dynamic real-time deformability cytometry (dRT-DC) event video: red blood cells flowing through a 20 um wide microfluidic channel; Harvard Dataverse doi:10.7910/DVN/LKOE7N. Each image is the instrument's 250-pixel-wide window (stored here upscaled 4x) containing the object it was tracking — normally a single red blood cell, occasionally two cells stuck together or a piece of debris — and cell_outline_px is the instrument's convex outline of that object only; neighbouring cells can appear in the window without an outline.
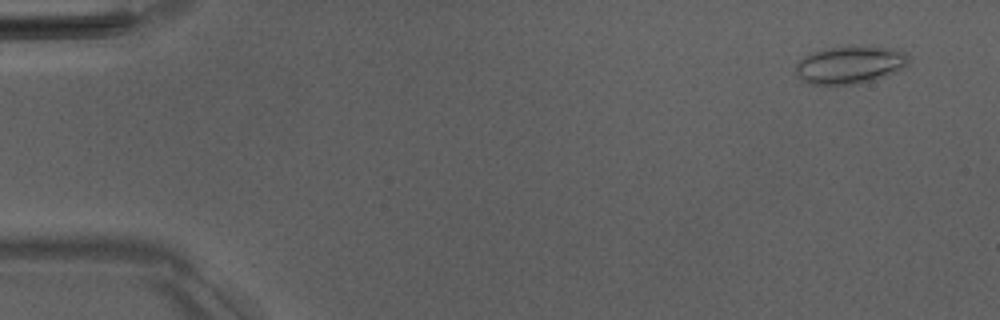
{"species": "Egyptian fruit bat (a non-hibernating species)", "species_latin": "Rousettus aegyptiacus", "temperature_condition": "room temperature", "stored_images_in_passage": 52, "camera_frame_rate_fps": 3000, "um_per_image_px": 0.085, "animal": {"sex": "male"}, "frame": {"image": 1, "passage_image": 4, "time_ms": 1.0, "image_size_px": [1000, 320], "cell_outline_px": [[908, 64], [896, 72], [872, 80], [856, 84], [808, 84], [800, 80], [796, 76], [796, 64], [800, 60], [812, 52], [828, 48], [860, 44], [888, 48], [904, 52], [908, 56]], "centroid_in_image_um": [72.22, 5.5], "position_along_channel_um": 12.8, "area_um2": 24.97}}
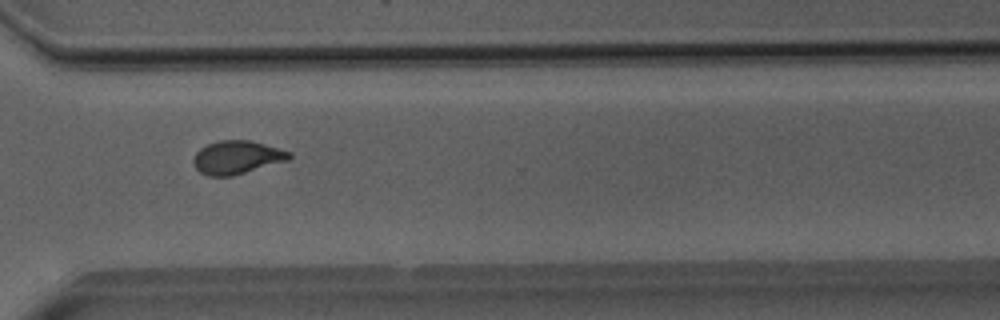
{"frame": {"image": 2, "passage_image": 39, "time_ms": 12.667, "image_size_px": [1000, 320], "cell_outline_px": [[292, 156], [288, 160], [232, 176], [208, 176], [200, 172], [196, 168], [192, 160], [196, 152], [200, 148], [208, 144], [220, 140], [252, 140], [280, 148], [292, 152]], "centroid_in_image_um": [20.15, 13.36], "position_along_channel_um": 350.5, "area_um2": 18.67}}
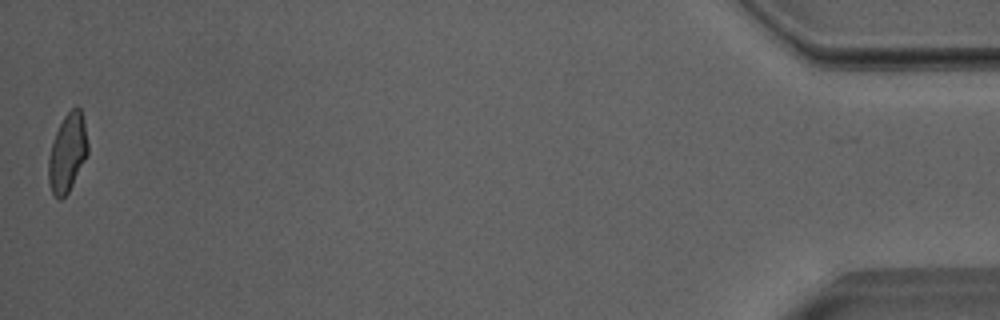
{"frame": {"image": 3, "passage_image": 52, "time_ms": 17.0, "image_size_px": [1000, 320], "cell_outline_px": [[88, 152], [68, 192], [60, 200], [52, 192], [48, 180], [48, 160], [52, 144], [56, 132], [64, 116], [76, 104], [80, 108], [84, 120], [88, 144]], "centroid_in_image_um": [5.73, 12.95], "position_along_channel_um": 429.5, "area_um2": 17.63}, "authors_computed_cell_mechanics": {"area_um2": 18.6405, "velocity_mm_per_s": 4.0147, "shape_relaxation_time_tau1_ms": 7.8799, "shape_relaxation_time_tau2_ms": 1.2394, "deformation_change_tau1": 0.1704, "deformation_change_tau2": 0.058}}